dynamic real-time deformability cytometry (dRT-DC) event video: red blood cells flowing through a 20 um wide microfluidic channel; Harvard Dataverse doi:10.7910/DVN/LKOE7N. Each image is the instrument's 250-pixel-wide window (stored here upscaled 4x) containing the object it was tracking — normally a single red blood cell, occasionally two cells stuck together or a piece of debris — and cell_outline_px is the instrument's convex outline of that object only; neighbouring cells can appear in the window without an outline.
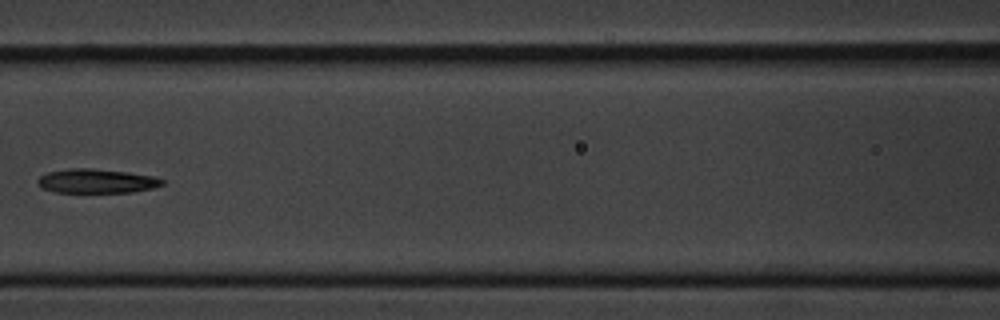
{"species": "common noctule bat (a hibernating species)", "species_latin": "Nyctalus noctula", "temperature_condition": "cold", "stored_images_in_passage": 16, "camera_frame_rate_fps": 3000, "um_per_image_px": 0.085, "animal": {"sex": "male", "body_mass_g": 20.1, "forearm_length_mm": 53.5}, "frame": {"image": 1, "passage_image": 7, "time_ms": 7.667, "image_size_px": [1000, 320], "cell_outline_px": [[164, 184], [152, 188], [132, 192], [56, 192], [40, 188], [36, 184], [36, 180], [40, 176], [48, 172], [68, 168], [92, 168], [128, 172], [152, 176], [164, 180]], "centroid_in_image_um": [8.16, 15.38], "position_along_channel_um": 158.4, "area_um2": 17.63}}
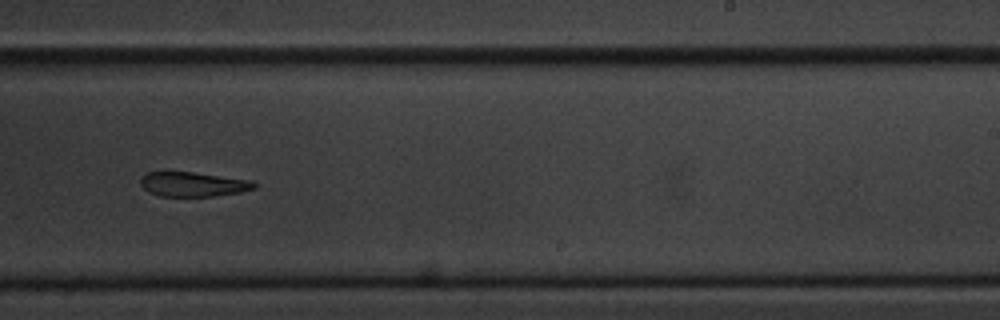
{"frame": {"image": 2, "passage_image": 10, "time_ms": 11.0, "image_size_px": [1000, 320], "cell_outline_px": [[256, 188], [240, 192], [212, 196], [160, 196], [148, 192], [140, 184], [140, 180], [148, 172], [192, 172], [252, 180], [256, 184]], "centroid_in_image_um": [16.42, 15.66], "position_along_channel_um": 272.6, "area_um2": 16.13}}
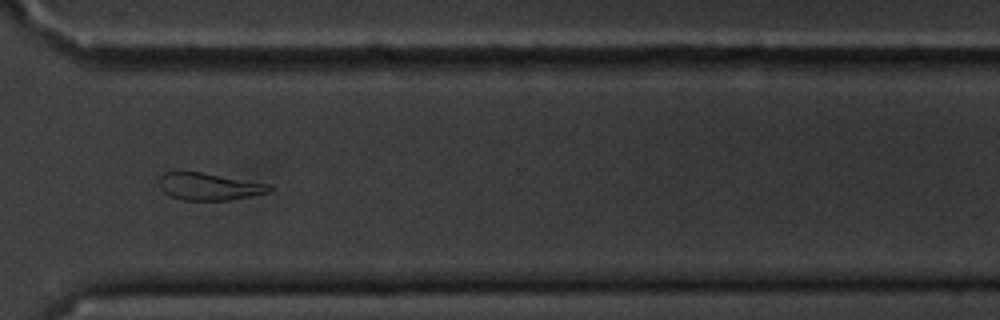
{"frame": {"image": 3, "passage_image": 12, "time_ms": 13.333, "image_size_px": [1000, 320], "cell_outline_px": [[272, 192], [228, 200], [180, 200], [164, 192], [160, 188], [160, 176], [164, 172], [200, 172], [272, 184]], "centroid_in_image_um": [17.81, 15.86], "position_along_channel_um": 352.8, "area_um2": 17.46}, "authors_computed_cell_mechanics": {"area_um2": 18.8428, "velocity_mm_per_s": 3.4447, "shape_relaxation_time_tau1_ms": 5.7118, "shape_relaxation_time_tau2_ms": 9.3761, "deformation_change_tau1": 0.1262, "deformation_change_tau2": 0.1915}}